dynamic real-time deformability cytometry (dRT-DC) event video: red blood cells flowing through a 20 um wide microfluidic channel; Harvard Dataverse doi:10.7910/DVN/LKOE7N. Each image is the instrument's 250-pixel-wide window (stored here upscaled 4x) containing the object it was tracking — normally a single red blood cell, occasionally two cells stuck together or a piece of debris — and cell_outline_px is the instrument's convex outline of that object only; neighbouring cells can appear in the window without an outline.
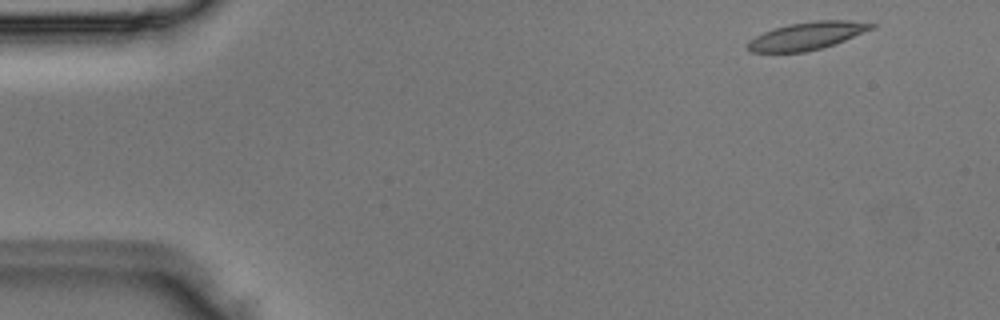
{"species": "Egyptian fruit bat (a non-hibernating species)", "species_latin": "Rousettus aegyptiacus", "temperature_condition": "room temperature", "stored_images_in_passage": 4, "segment_of_instrument_passage": [1, 2], "camera_frame_rate_fps": 3000, "um_per_image_px": 0.085, "animal": {"sex": "male"}, "frame": {"image": 1, "passage_image": 1, "time_ms": 0.0, "image_size_px": [1000, 320], "cell_outline_px": [[876, 28], [844, 40], [820, 48], [804, 52], [752, 52], [748, 48], [748, 40], [764, 32], [788, 24], [816, 20], [848, 20], [876, 24]], "centroid_in_image_um": [68.62, 3.04], "position_along_channel_um": 16.4, "area_um2": 19.71}}
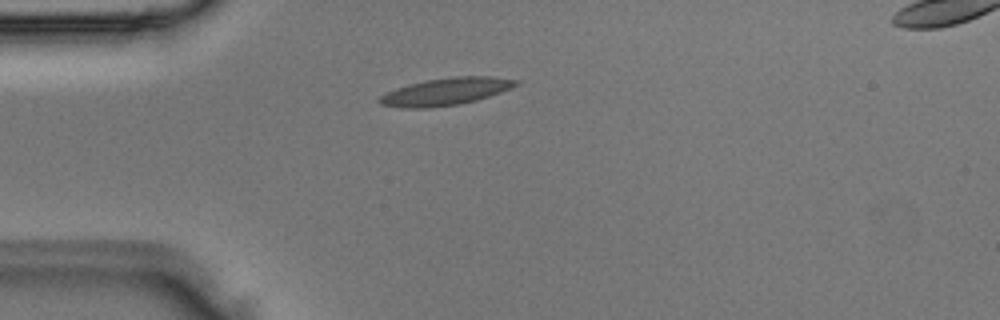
{"frame": {"image": 2, "passage_image": 3, "time_ms": 0.667, "image_size_px": [1000, 320], "cell_outline_px": [[520, 84], [500, 92], [476, 100], [460, 104], [428, 108], [404, 108], [380, 104], [376, 100], [380, 96], [396, 88], [408, 84], [428, 80], [456, 76], [488, 76], [520, 80]], "centroid_in_image_um": [37.89, 7.78], "position_along_channel_um": 47.1, "area_um2": 21.56}}